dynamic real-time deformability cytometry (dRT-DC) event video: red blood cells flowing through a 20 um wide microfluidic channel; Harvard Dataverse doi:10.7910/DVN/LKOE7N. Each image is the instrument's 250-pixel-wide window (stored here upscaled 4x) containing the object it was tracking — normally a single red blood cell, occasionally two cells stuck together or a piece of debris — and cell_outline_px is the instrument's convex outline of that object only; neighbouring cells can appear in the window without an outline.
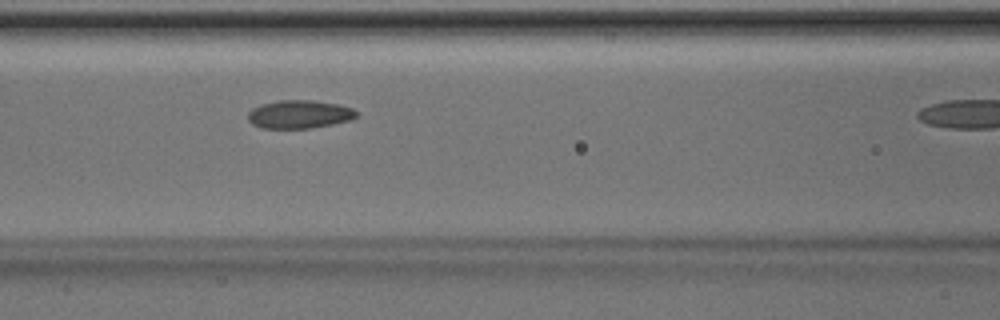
{"species": "Egyptian fruit bat (a non-hibernating species)", "species_latin": "Rousettus aegyptiacus", "temperature_condition": "room temperature", "stored_images_in_passage": 32, "camera_frame_rate_fps": 3000, "um_per_image_px": 0.085, "animal": {"sex": "male"}, "frame": {"image": 1, "passage_image": 13, "time_ms": 4.0, "image_size_px": [1000, 320], "cell_outline_px": [[356, 116], [348, 120], [332, 124], [308, 128], [264, 128], [252, 124], [248, 120], [248, 112], [252, 108], [260, 104], [280, 100], [308, 100], [336, 104], [352, 108], [356, 112]], "centroid_in_image_um": [25.38, 9.71], "position_along_channel_um": 141.2, "area_um2": 17.57}}
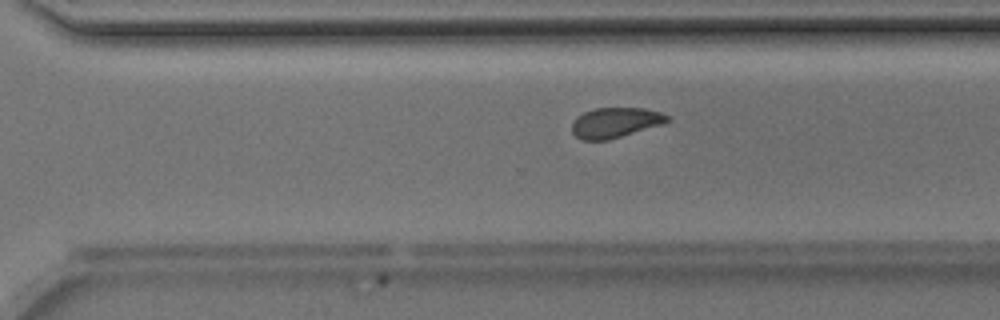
{"frame": {"image": 2, "passage_image": 26, "time_ms": 8.333, "image_size_px": [1000, 320], "cell_outline_px": [[668, 120], [664, 124], [608, 140], [580, 140], [572, 132], [572, 120], [576, 116], [584, 112], [596, 108], [644, 108], [660, 112], [668, 116]], "centroid_in_image_um": [52.27, 10.42], "position_along_channel_um": 318.3, "area_um2": 16.82}}
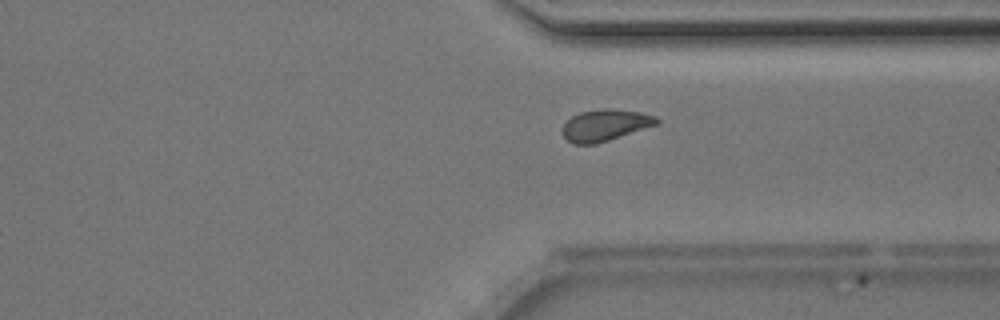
{"frame": {"image": 3, "passage_image": 29, "time_ms": 9.333, "image_size_px": [1000, 320], "cell_outline_px": [[660, 124], [596, 144], [572, 144], [564, 136], [564, 124], [572, 116], [580, 112], [604, 108], [612, 108], [640, 112], [656, 116], [660, 120]], "centroid_in_image_um": [51.49, 10.63], "position_along_channel_um": 359.9, "area_um2": 17.34}}